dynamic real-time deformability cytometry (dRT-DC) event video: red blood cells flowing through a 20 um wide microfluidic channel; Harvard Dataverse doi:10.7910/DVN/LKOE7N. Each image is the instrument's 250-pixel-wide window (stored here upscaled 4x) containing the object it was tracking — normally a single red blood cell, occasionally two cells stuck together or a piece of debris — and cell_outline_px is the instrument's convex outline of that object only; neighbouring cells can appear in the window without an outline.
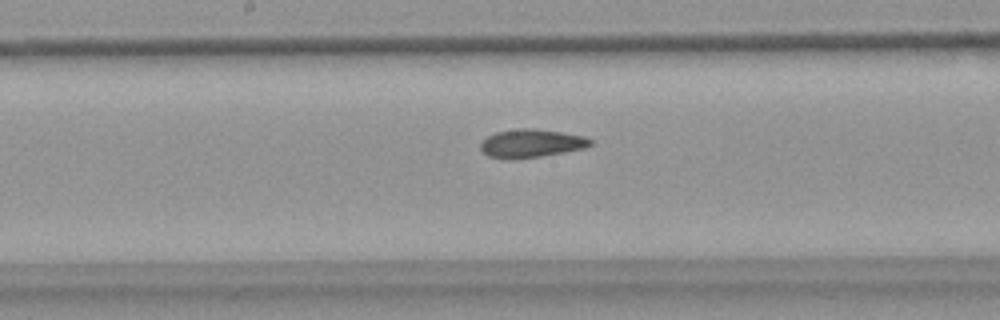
{"species": "common noctule bat (a hibernating species)", "species_latin": "Nyctalus noctula", "temperature_condition": "warm", "stored_images_in_passage": 36, "camera_frame_rate_fps": 3000, "um_per_image_px": 0.085, "animal": {"sex": "female", "body_mass_g": 18.4}, "frame": {"image": 1, "passage_image": 21, "time_ms": 6.667, "image_size_px": [1000, 320], "cell_outline_px": [[592, 144], [584, 148], [564, 152], [540, 156], [512, 160], [488, 156], [480, 148], [480, 144], [488, 136], [496, 132], [516, 128], [532, 128], [560, 132], [584, 136], [592, 140]], "centroid_in_image_um": [45.14, 12.18], "position_along_channel_um": 203.1, "area_um2": 18.03}}